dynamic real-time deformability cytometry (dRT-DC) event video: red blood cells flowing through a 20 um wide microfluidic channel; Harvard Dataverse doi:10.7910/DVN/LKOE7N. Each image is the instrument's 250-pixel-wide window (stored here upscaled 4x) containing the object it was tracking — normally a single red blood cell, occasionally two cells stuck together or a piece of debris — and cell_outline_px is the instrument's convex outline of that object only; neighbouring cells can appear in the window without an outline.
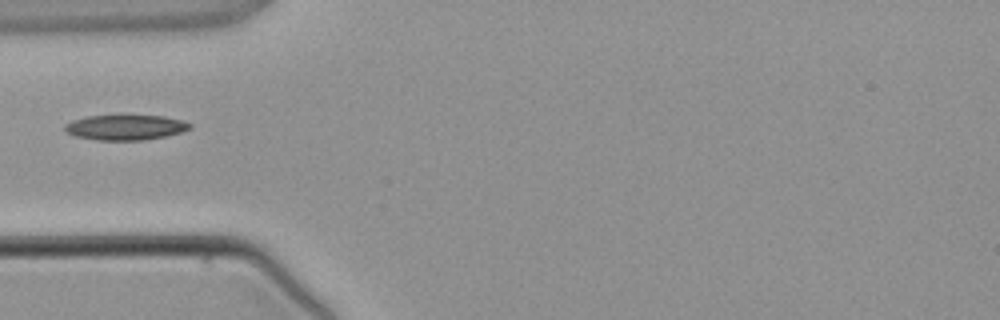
{"species": "common noctule bat (a hibernating species)", "species_latin": "Nyctalus noctula", "temperature_condition": "warm", "stored_images_in_passage": 4, "camera_frame_rate_fps": 3000, "um_per_image_px": 0.085, "animal": {"sex": "male", "body_mass_g": 21.5, "forearm_length_mm": 52.0}, "frame": {"image": 1, "passage_image": 4, "time_ms": 4.0, "image_size_px": [1000, 320], "cell_outline_px": [[192, 128], [180, 132], [164, 136], [144, 140], [96, 140], [76, 136], [68, 132], [64, 128], [64, 124], [72, 120], [88, 116], [120, 112], [164, 116], [180, 120], [192, 124]], "centroid_in_image_um": [10.65, 10.77], "position_along_channel_um": 74.4, "area_um2": 19.19}}